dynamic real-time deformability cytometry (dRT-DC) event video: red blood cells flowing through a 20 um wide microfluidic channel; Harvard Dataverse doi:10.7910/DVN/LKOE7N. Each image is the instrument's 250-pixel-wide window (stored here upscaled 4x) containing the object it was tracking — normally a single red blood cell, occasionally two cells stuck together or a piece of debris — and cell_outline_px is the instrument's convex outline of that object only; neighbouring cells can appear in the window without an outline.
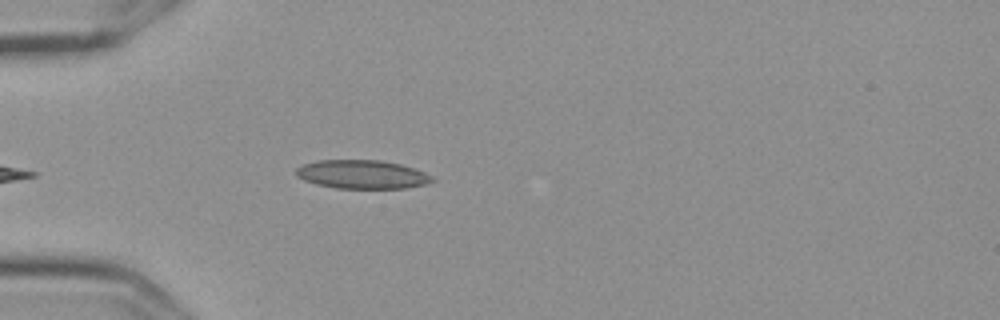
{"species": "Egyptian fruit bat (a non-hibernating species)", "species_latin": "Rousettus aegyptiacus", "temperature_condition": "cold", "stored_images_in_passage": 23, "camera_frame_rate_fps": 3000, "um_per_image_px": 0.085, "frame": {"image": 1, "passage_image": 3, "time_ms": 0.667, "image_size_px": [1000, 320], "cell_outline_px": [[432, 180], [424, 184], [404, 188], [336, 188], [316, 184], [304, 180], [296, 176], [296, 168], [300, 164], [316, 160], [380, 160], [400, 164], [424, 172], [432, 176]], "centroid_in_image_um": [30.7, 14.81], "position_along_channel_um": 54.3, "area_um2": 22.6}}
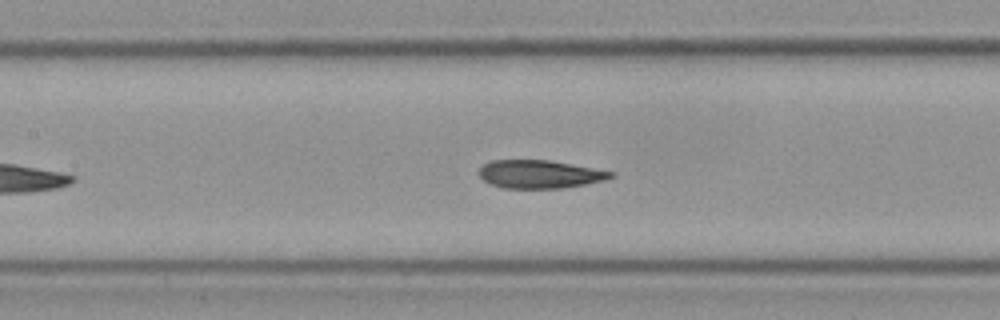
{"frame": {"image": 2, "passage_image": 9, "time_ms": 2.667, "image_size_px": [1000, 320], "cell_outline_px": [[616, 176], [604, 180], [584, 184], [560, 188], [504, 188], [488, 184], [480, 176], [480, 168], [484, 164], [492, 160], [548, 160], [616, 172]], "centroid_in_image_um": [45.88, 14.81], "position_along_channel_um": 161.5, "area_um2": 21.5}}
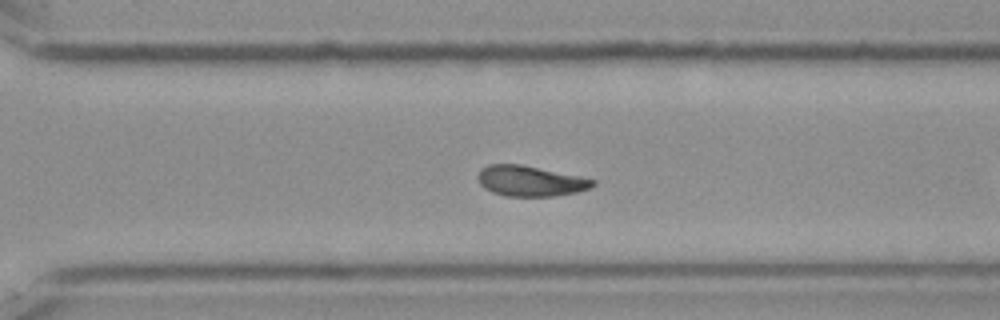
{"frame": {"image": 3, "passage_image": 19, "time_ms": 6.0, "image_size_px": [1000, 320], "cell_outline_px": [[596, 184], [592, 188], [576, 192], [552, 196], [504, 196], [492, 192], [484, 188], [480, 184], [476, 176], [488, 164], [520, 164], [580, 176], [596, 180]], "centroid_in_image_um": [45.09, 15.39], "position_along_channel_um": 325.5, "area_um2": 20.4}, "authors_computed_cell_mechanics": {"area_um2": 21.386, "velocity_mm_per_s": 3.5873, "shape_relaxation_time_tau1_ms": 5.8338, "shape_relaxation_time_tau2_ms": 0.8417, "deformation_change_tau1": 0.1278, "deformation_change_tau2": 0.0316}}